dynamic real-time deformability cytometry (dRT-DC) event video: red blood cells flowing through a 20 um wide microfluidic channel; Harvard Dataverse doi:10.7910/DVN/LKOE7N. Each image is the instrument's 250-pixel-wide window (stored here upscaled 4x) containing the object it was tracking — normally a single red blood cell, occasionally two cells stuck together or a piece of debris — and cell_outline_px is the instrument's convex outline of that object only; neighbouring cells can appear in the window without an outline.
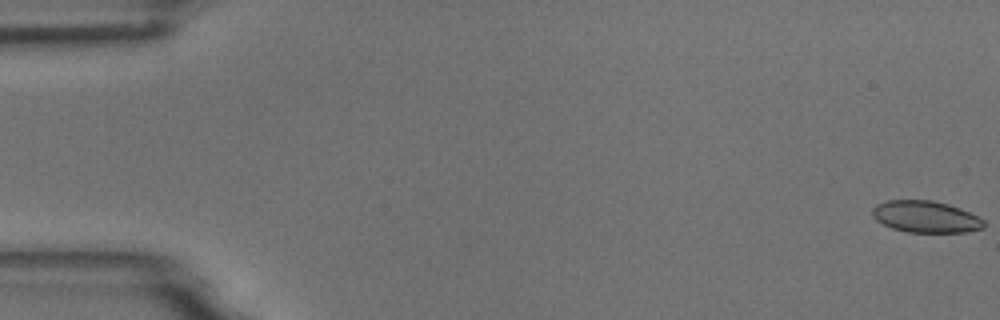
{"species": "common noctule bat (a hibernating species)", "species_latin": "Nyctalus noctula", "temperature_condition": "room temperature", "stored_images_in_passage": 55, "camera_frame_rate_fps": 3000, "um_per_image_px": 0.085, "animal": {"sex": "male", "body_mass_g": 18.8}, "frame": {"image": 1, "passage_image": 1, "time_ms": 0.0, "image_size_px": [1000, 320], "cell_outline_px": [[984, 228], [968, 232], [908, 232], [892, 228], [876, 220], [872, 216], [872, 208], [876, 204], [888, 200], [932, 200], [948, 204], [960, 208], [984, 220]], "centroid_in_image_um": [78.67, 18.42], "position_along_channel_um": 6.3, "area_um2": 20.58}}
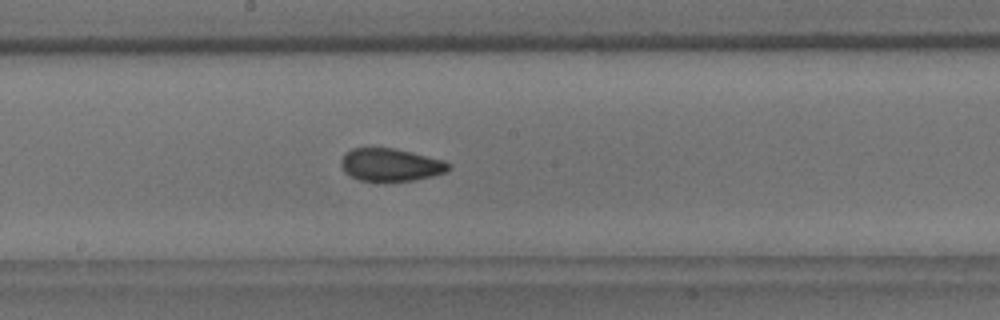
{"frame": {"image": 2, "passage_image": 30, "time_ms": 9.667, "image_size_px": [1000, 320], "cell_outline_px": [[452, 164], [448, 172], [432, 176], [412, 180], [360, 180], [344, 172], [340, 164], [340, 160], [344, 152], [352, 148], [392, 148], [412, 152], [444, 160]], "centroid_in_image_um": [33.21, 13.99], "position_along_channel_um": 215.0, "area_um2": 20.46}}
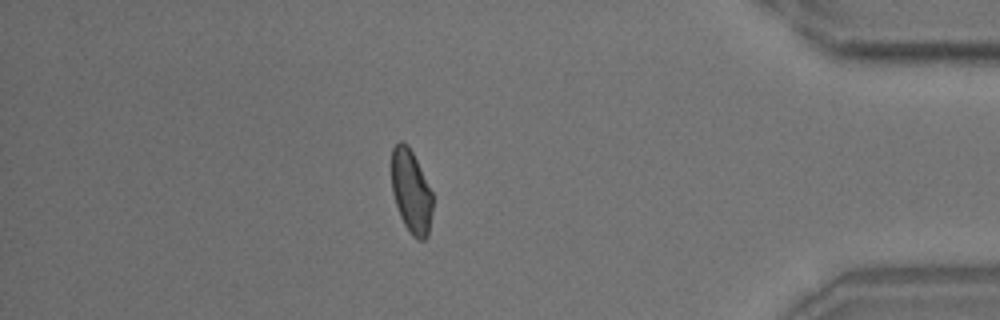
{"frame": {"image": 3, "passage_image": 48, "time_ms": 15.667, "image_size_px": [1000, 320], "cell_outline_px": [[432, 208], [428, 236], [424, 240], [416, 240], [412, 236], [404, 224], [400, 216], [392, 192], [392, 148], [400, 140], [408, 144], [432, 192]], "centroid_in_image_um": [34.94, 16.3], "position_along_channel_um": 400.3, "area_um2": 19.83}, "authors_computed_cell_mechanics": {"area_um2": 20.9236, "velocity_mm_per_s": 3.715, "shape_relaxation_time_tau1_ms": 3.7808, "shape_relaxation_time_tau2_ms": 1.5358, "deformation_change_tau1": 0.1013, "deformation_change_tau2": 0.0653}}